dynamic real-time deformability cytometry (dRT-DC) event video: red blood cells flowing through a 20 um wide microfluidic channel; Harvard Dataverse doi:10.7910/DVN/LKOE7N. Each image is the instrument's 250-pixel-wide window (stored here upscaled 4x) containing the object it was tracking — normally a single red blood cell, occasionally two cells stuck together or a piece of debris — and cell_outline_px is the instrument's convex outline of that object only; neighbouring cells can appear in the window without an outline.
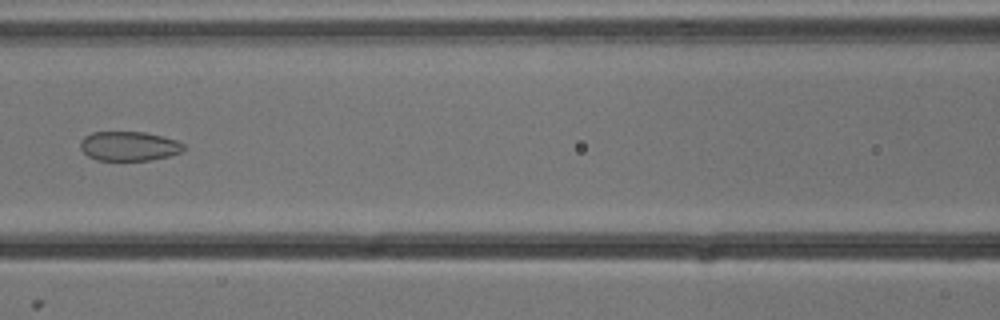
{"species": "common noctule bat (a hibernating species)", "species_latin": "Nyctalus noctula", "temperature_condition": "cold", "stored_images_in_passage": 6, "camera_frame_rate_fps": 3000, "um_per_image_px": 0.085, "animal": {"sex": "male", "body_mass_g": 13.3}, "frame": {"image": 1, "passage_image": 6, "time_ms": 1.667, "image_size_px": [1000, 320], "cell_outline_px": [[184, 148], [180, 152], [168, 156], [148, 160], [96, 160], [88, 156], [80, 148], [80, 140], [84, 136], [92, 132], [144, 132], [176, 140], [184, 144]], "centroid_in_image_um": [10.92, 12.42], "position_along_channel_um": 155.7, "area_um2": 17.57}}